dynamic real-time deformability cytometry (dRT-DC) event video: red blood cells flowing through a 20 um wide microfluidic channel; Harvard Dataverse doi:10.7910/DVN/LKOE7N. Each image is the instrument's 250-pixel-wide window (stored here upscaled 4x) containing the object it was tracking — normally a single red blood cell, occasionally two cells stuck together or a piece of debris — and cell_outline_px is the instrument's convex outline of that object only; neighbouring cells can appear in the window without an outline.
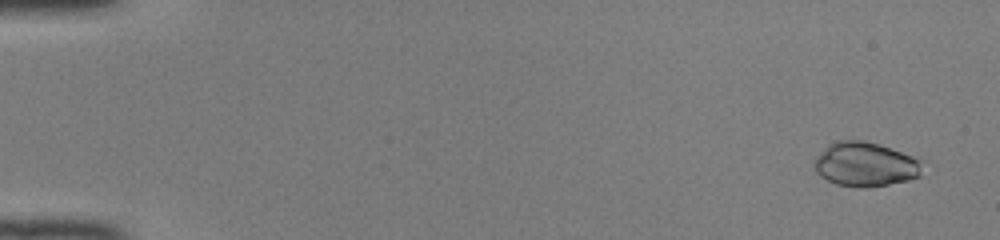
{"species": "common noctule bat (a hibernating species)", "species_latin": "Nyctalus noctula", "temperature_condition": "room temperature", "stored_images_in_passage": 50, "camera_frame_rate_fps": 3000, "um_per_image_px": 0.085, "animal": {"sex": "female", "body_mass_g": 22.0, "forearm_length_mm": 56.7}, "frame": {"image": 1, "passage_image": 3, "time_ms": 0.667, "image_size_px": [1000, 240], "cell_outline_px": [[920, 176], [908, 180], [868, 188], [860, 188], [836, 184], [820, 176], [816, 172], [816, 156], [828, 144], [836, 140], [860, 140], [880, 144], [912, 156], [920, 160]], "centroid_in_image_um": [73.53, 13.97], "position_along_channel_um": 11.5, "area_um2": 27.74}}
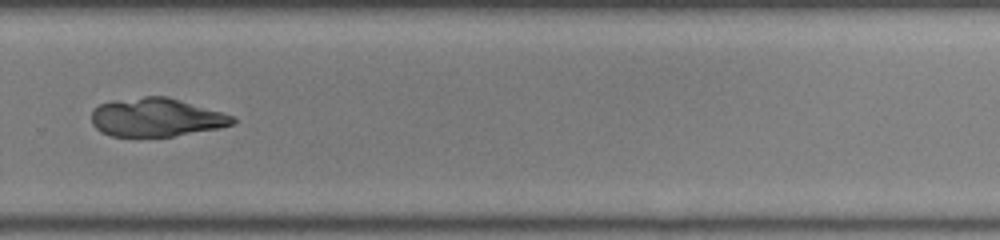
{"frame": {"image": 2, "passage_image": 36, "time_ms": 11.667, "image_size_px": [1000, 240], "cell_outline_px": [[236, 124], [220, 128], [172, 136], [112, 136], [100, 132], [92, 124], [92, 112], [100, 104], [112, 100], [144, 96], [168, 96], [220, 112], [232, 116], [236, 120]], "centroid_in_image_um": [13.27, 9.97], "position_along_channel_um": 316.5, "area_um2": 31.56}}
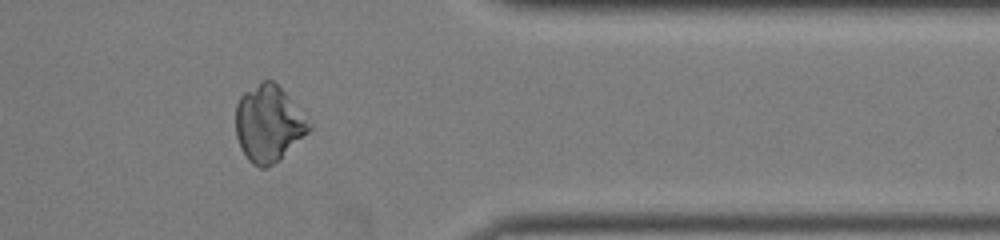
{"frame": {"image": 3, "passage_image": 42, "time_ms": 13.667, "image_size_px": [1000, 240], "cell_outline_px": [[312, 128], [280, 160], [268, 168], [260, 168], [252, 164], [248, 160], [240, 148], [236, 136], [236, 104], [240, 96], [244, 92], [264, 80], [272, 80], [284, 92], [312, 124]], "centroid_in_image_um": [22.81, 10.55], "position_along_channel_um": 388.6, "area_um2": 32.54}}